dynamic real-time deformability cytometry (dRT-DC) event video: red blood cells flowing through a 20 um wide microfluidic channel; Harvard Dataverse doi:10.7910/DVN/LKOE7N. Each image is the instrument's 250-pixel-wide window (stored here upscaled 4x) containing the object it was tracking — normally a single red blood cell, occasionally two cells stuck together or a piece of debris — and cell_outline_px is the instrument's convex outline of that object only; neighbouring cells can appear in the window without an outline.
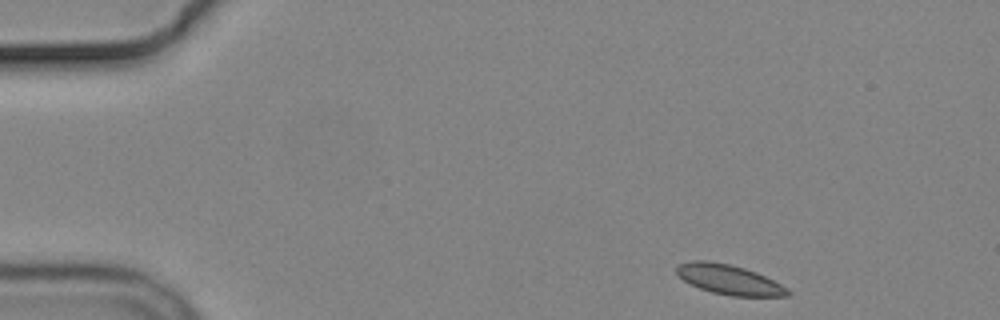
{"species": "common noctule bat (a hibernating species)", "species_latin": "Nyctalus noctula", "temperature_condition": "cold", "stored_images_in_passage": 6, "camera_frame_rate_fps": 3000, "um_per_image_px": 0.085, "animal": {"sex": "male", "body_mass_g": 19.2, "forearm_length_mm": 51.8}, "frame": {"image": 1, "passage_image": 1, "time_ms": 0.0, "image_size_px": [1000, 320], "cell_outline_px": [[792, 292], [788, 296], [732, 296], [712, 292], [700, 288], [684, 280], [676, 272], [676, 268], [680, 264], [692, 260], [704, 260], [728, 264], [744, 268], [756, 272], [788, 288]], "centroid_in_image_um": [61.99, 23.77], "position_along_channel_um": 23.0, "area_um2": 19.02}}
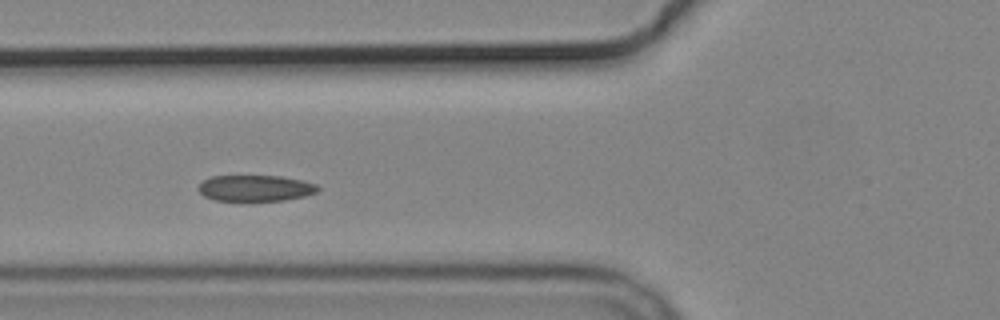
{"frame": {"image": 2, "passage_image": 5, "time_ms": 4.667, "image_size_px": [1000, 320], "cell_outline_px": [[320, 188], [316, 192], [304, 196], [284, 200], [216, 200], [204, 196], [196, 188], [204, 180], [212, 176], [280, 176], [300, 180], [316, 184]], "centroid_in_image_um": [21.69, 15.98], "position_along_channel_um": 104.1, "area_um2": 17.92}}
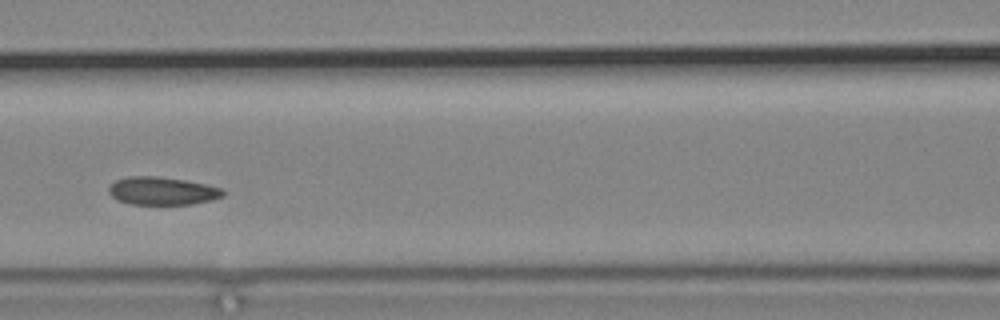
{"frame": {"image": 3, "passage_image": 6, "time_ms": 6.0, "image_size_px": [1000, 320], "cell_outline_px": [[224, 196], [212, 200], [192, 204], [132, 204], [116, 200], [108, 192], [108, 188], [116, 180], [128, 176], [156, 176], [184, 180], [224, 188]], "centroid_in_image_um": [13.79, 16.23], "position_along_channel_um": 152.8, "area_um2": 18.61}}